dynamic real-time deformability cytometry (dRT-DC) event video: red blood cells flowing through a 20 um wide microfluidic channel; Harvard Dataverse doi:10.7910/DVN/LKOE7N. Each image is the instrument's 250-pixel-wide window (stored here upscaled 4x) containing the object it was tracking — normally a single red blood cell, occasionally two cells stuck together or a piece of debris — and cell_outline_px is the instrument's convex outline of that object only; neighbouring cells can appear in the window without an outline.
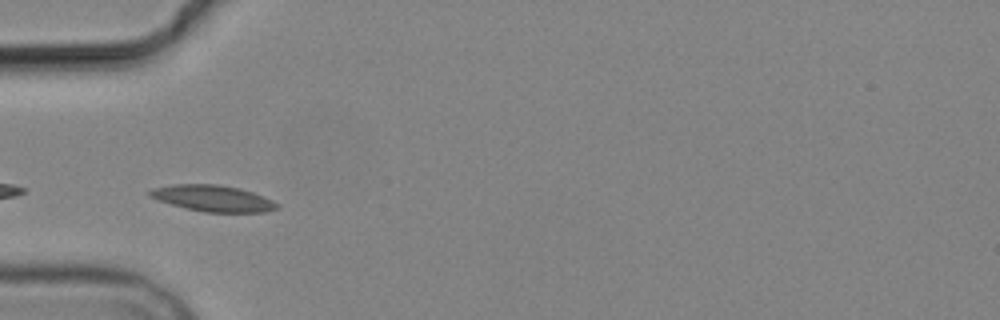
{"species": "common noctule bat (a hibernating species)", "species_latin": "Nyctalus noctula", "temperature_condition": "cold", "stored_images_in_passage": 3, "camera_frame_rate_fps": 3000, "um_per_image_px": 0.085, "animal": {"sex": "male", "body_mass_g": 19.2, "forearm_length_mm": 51.8}, "frame": {"image": 1, "passage_image": 2, "time_ms": 1.333, "image_size_px": [1000, 320], "cell_outline_px": [[280, 208], [264, 212], [204, 212], [184, 208], [156, 200], [148, 196], [148, 192], [152, 188], [176, 184], [216, 184], [236, 188], [252, 192], [272, 200], [280, 204]], "centroid_in_image_um": [18.07, 16.87], "position_along_channel_um": 66.9, "area_um2": 19.48}}
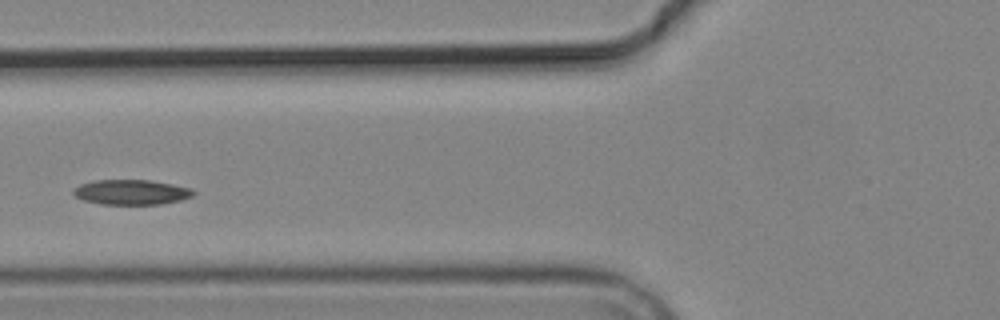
{"frame": {"image": 2, "passage_image": 3, "time_ms": 2.667, "image_size_px": [1000, 320], "cell_outline_px": [[196, 192], [192, 196], [180, 200], [160, 204], [100, 204], [84, 200], [76, 196], [72, 192], [80, 184], [92, 180], [148, 180], [172, 184], [192, 188]], "centroid_in_image_um": [11.17, 16.33], "position_along_channel_um": 114.6, "area_um2": 17.4}}